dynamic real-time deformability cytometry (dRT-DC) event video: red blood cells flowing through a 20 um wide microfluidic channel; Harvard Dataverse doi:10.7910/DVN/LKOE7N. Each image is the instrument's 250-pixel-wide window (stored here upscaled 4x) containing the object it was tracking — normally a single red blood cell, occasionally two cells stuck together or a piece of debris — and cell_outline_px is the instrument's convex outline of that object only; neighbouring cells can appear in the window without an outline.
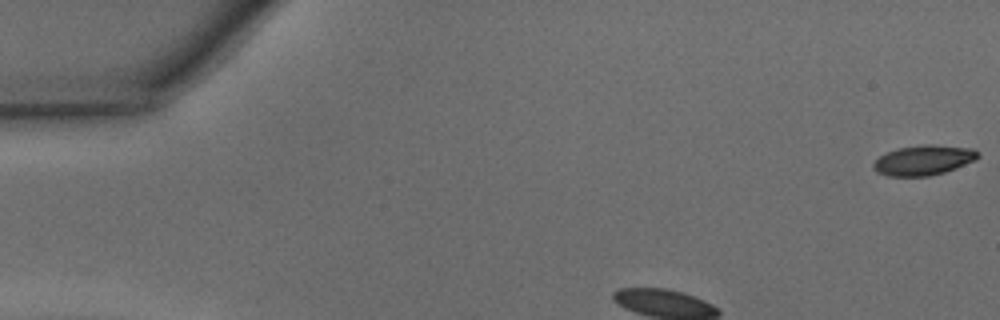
{"species": "common noctule bat (a hibernating species)", "species_latin": "Nyctalus noctula", "temperature_condition": "warm", "stored_images_in_passage": 30, "camera_frame_rate_fps": 3000, "um_per_image_px": 0.085, "animal": {"sex": "male", "body_mass_g": 15.6}, "frame": {"image": 1, "passage_image": 1, "time_ms": 0.0, "image_size_px": [1000, 320], "cell_outline_px": [[980, 156], [976, 160], [944, 172], [928, 176], [888, 176], [876, 172], [872, 168], [872, 164], [880, 156], [888, 152], [900, 148], [928, 144], [936, 144], [972, 148], [980, 152]], "centroid_in_image_um": [78.53, 13.61], "position_along_channel_um": 6.5, "area_um2": 18.26}}
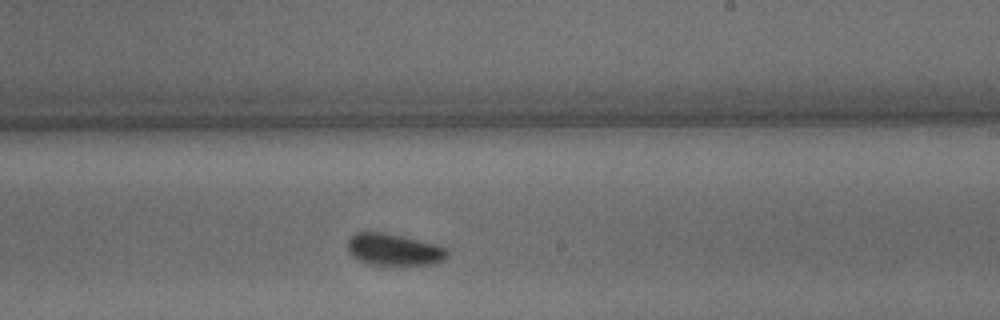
{"frame": {"image": 2, "passage_image": 21, "time_ms": 6.667, "image_size_px": [1000, 320], "cell_outline_px": [[448, 252], [444, 260], [432, 264], [396, 268], [368, 264], [356, 260], [348, 252], [348, 240], [356, 232], [384, 232], [440, 244], [448, 248]], "centroid_in_image_um": [33.51, 21.26], "position_along_channel_um": 255.5, "area_um2": 19.54}}
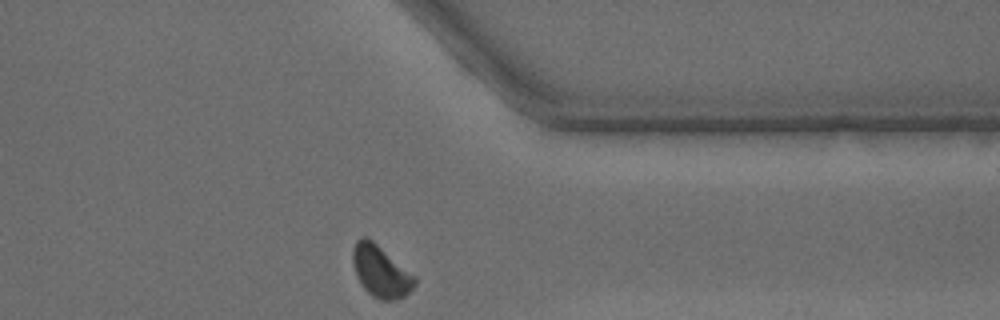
{"frame": {"image": 3, "passage_image": 30, "time_ms": 9.667, "image_size_px": [1000, 320], "cell_outline_px": [[416, 284], [404, 296], [392, 300], [380, 300], [372, 296], [360, 284], [356, 276], [352, 264], [352, 248], [356, 240], [360, 236], [368, 236], [416, 276]], "centroid_in_image_um": [32.33, 23.03], "position_along_channel_um": 379.1, "area_um2": 18.9}, "authors_computed_cell_mechanics": {"area_um2": 18.7561, "velocity_mm_per_s": 4.3163, "shape_relaxation_time_tau1_ms": 2.1069, "shape_relaxation_time_tau2_ms": null, "deformation_change_tau1": 0.0742, "deformation_change_tau2": null}}